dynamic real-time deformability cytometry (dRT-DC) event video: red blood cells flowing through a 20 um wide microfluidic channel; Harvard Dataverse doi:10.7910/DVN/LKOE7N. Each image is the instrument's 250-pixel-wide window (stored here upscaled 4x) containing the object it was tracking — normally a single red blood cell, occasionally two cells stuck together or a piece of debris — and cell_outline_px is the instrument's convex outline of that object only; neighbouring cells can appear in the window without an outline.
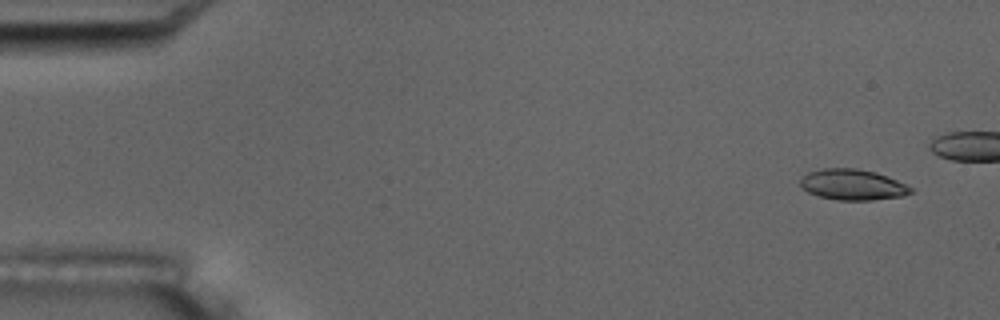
{"species": "common noctule bat (a hibernating species)", "species_latin": "Nyctalus noctula", "temperature_condition": "room temperature", "stored_images_in_passage": 6, "camera_frame_rate_fps": 3000, "um_per_image_px": 0.085, "animal": {"sex": "male", "body_mass_g": 17.5, "forearm_length_mm": 52.3}, "frame": {"image": 1, "passage_image": 1, "time_ms": 0.0, "image_size_px": [1000, 320], "cell_outline_px": [[912, 192], [904, 196], [872, 200], [836, 200], [820, 196], [808, 192], [800, 184], [800, 176], [808, 172], [824, 168], [856, 168], [876, 172], [896, 180], [912, 188]], "centroid_in_image_um": [72.45, 15.69], "position_along_channel_um": 12.6, "area_um2": 19.77}}